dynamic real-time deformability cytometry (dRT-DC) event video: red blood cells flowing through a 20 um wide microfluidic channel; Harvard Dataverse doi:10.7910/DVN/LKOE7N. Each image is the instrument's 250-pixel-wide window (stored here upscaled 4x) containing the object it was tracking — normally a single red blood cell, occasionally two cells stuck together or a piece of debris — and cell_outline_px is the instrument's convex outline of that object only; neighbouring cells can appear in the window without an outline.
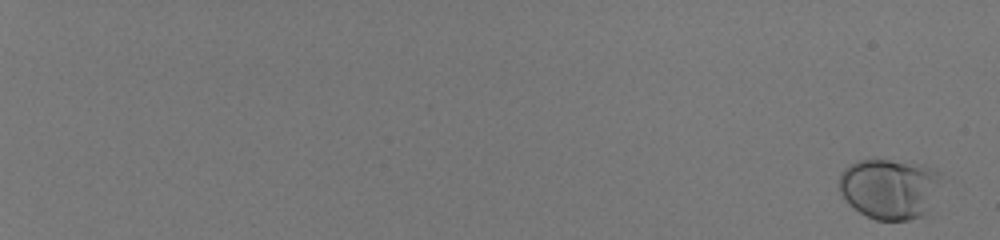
{"species": "human", "species_latin": "Homo sapiens", "temperature_condition": "room temperature", "stored_images_in_passage": 60, "camera_frame_rate_fps": 3000, "um_per_image_px": 0.085, "donor": {"sex": "male"}, "frame": {"image": 1, "passage_image": 3, "time_ms": 0.667, "image_size_px": [1000, 240], "cell_outline_px": [[940, 176], [928, 208], [924, 216], [908, 220], [876, 220], [860, 212], [848, 204], [840, 192], [840, 172], [848, 164], [860, 160], [888, 160], [924, 164], [936, 168], [940, 172]], "centroid_in_image_um": [75.57, 16.02], "position_along_channel_um": 9.4, "area_um2": 35.72}}
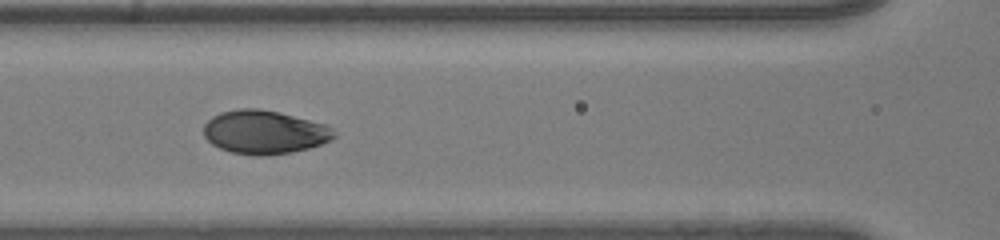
{"frame": {"image": 2, "passage_image": 35, "time_ms": 11.333, "image_size_px": [1000, 240], "cell_outline_px": [[336, 136], [332, 140], [308, 148], [292, 152], [268, 156], [256, 156], [232, 152], [220, 148], [212, 144], [204, 136], [204, 124], [212, 116], [220, 112], [236, 108], [260, 108], [324, 124], [332, 128], [336, 132]], "centroid_in_image_um": [22.45, 11.24], "position_along_channel_um": 144.1, "area_um2": 33.12}}
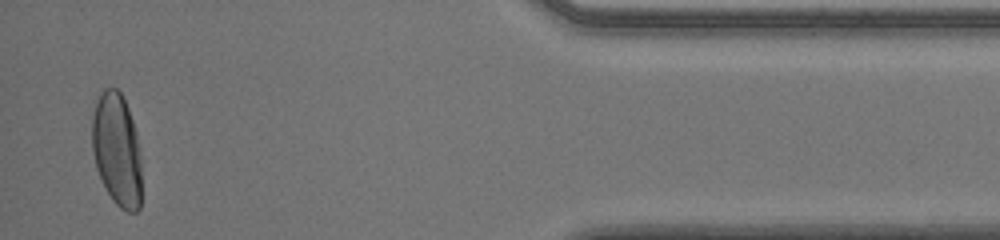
{"frame": {"image": 3, "passage_image": 59, "time_ms": 19.333, "image_size_px": [1000, 240], "cell_outline_px": [[140, 208], [136, 212], [128, 212], [120, 208], [112, 200], [96, 168], [92, 152], [92, 116], [100, 88], [116, 88], [120, 92], [128, 108], [136, 132], [140, 160]], "centroid_in_image_um": [9.91, 12.7], "position_along_channel_um": 425.3, "area_um2": 32.54}, "authors_computed_cell_mechanics": {"area_um2": 32.8882, "velocity_mm_per_s": 4.0482, "shape_relaxation_time_tau1_ms": 3.2736, "shape_relaxation_time_tau2_ms": null, "deformation_change_tau1": 0.1583, "deformation_change_tau2": null}}